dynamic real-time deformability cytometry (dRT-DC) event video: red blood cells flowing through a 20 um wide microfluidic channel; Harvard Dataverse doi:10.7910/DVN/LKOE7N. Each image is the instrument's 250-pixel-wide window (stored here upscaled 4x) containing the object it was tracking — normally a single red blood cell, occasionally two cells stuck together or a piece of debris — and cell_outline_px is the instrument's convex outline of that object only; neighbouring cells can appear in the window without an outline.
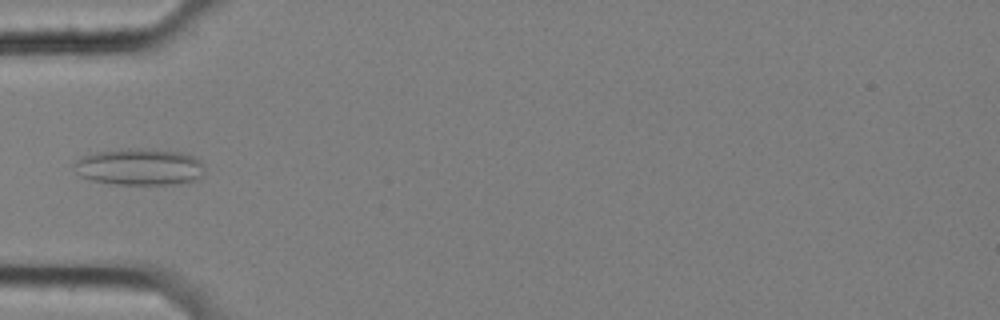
{"species": "common noctule bat (a hibernating species)", "species_latin": "Nyctalus noctula", "temperature_condition": "cold", "stored_images_in_passage": 6, "camera_frame_rate_fps": 3000, "um_per_image_px": 0.085, "animal": {"sex": "female", "body_mass_g": 25.1}, "frame": {"image": 1, "passage_image": 1, "time_ms": 0.0, "image_size_px": [1000, 320], "cell_outline_px": [[204, 172], [200, 180], [180, 184], [116, 184], [92, 180], [80, 176], [72, 164], [80, 156], [96, 152], [120, 148], [140, 148], [180, 152], [192, 156], [200, 160], [204, 164]], "centroid_in_image_um": [11.88, 14.18], "position_along_channel_um": 73.1, "area_um2": 28.32}}